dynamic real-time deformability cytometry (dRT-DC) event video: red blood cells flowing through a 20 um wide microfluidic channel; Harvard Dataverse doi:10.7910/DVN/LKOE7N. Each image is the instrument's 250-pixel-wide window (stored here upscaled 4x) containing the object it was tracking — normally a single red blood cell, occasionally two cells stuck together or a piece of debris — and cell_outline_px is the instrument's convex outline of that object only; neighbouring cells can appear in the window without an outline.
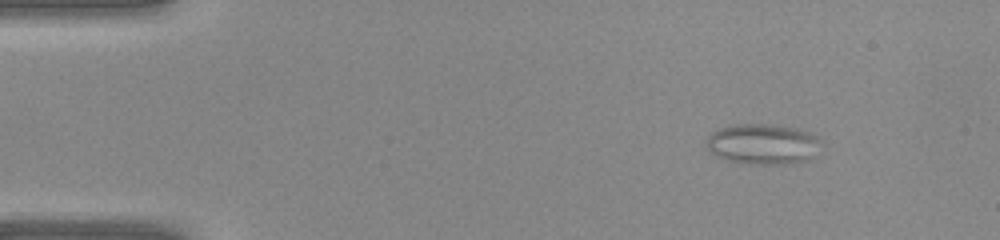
{"species": "common noctule bat (a hibernating species)", "species_latin": "Nyctalus noctula", "temperature_condition": "warm", "stored_images_in_passage": 36, "camera_frame_rate_fps": 3000, "um_per_image_px": 0.085, "animal": {"sex": "female", "body_mass_g": 22.0, "forearm_length_mm": 56.7}, "frame": {"image": 1, "passage_image": 1, "time_ms": 0.0, "image_size_px": [1000, 240], "cell_outline_px": [[820, 140], [812, 156], [808, 160], [780, 164], [748, 164], [728, 160], [716, 156], [708, 148], [708, 136], [712, 132], [728, 124], [780, 124], [796, 128], [808, 132], [816, 136]], "centroid_in_image_um": [64.81, 12.22], "position_along_channel_um": 20.2, "area_um2": 26.88}}
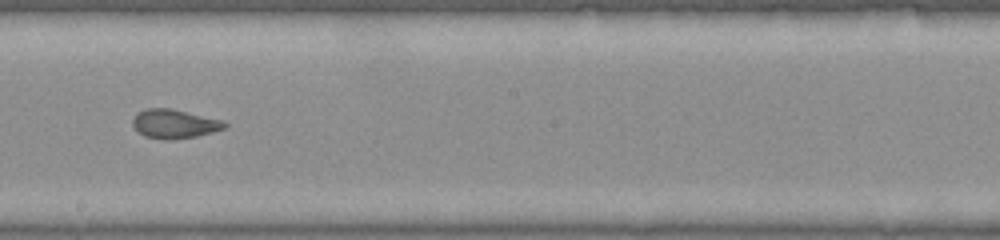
{"frame": {"image": 2, "passage_image": 19, "time_ms": 6.0, "image_size_px": [1000, 240], "cell_outline_px": [[228, 124], [224, 128], [212, 132], [196, 136], [172, 140], [160, 140], [144, 136], [136, 132], [132, 124], [132, 120], [140, 112], [148, 108], [172, 108], [224, 120]], "centroid_in_image_um": [14.82, 10.54], "position_along_channel_um": 233.4, "area_um2": 15.72}}
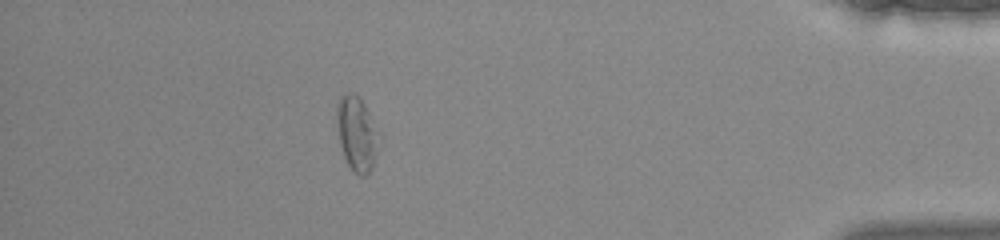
{"frame": {"image": 3, "passage_image": 32, "time_ms": 10.333, "image_size_px": [1000, 240], "cell_outline_px": [[376, 152], [372, 168], [364, 176], [360, 176], [348, 164], [344, 156], [340, 144], [336, 120], [336, 108], [340, 96], [348, 92], [352, 92], [364, 104], [368, 112]], "centroid_in_image_um": [30.21, 11.35], "position_along_channel_um": 405.0, "area_um2": 16.88}}